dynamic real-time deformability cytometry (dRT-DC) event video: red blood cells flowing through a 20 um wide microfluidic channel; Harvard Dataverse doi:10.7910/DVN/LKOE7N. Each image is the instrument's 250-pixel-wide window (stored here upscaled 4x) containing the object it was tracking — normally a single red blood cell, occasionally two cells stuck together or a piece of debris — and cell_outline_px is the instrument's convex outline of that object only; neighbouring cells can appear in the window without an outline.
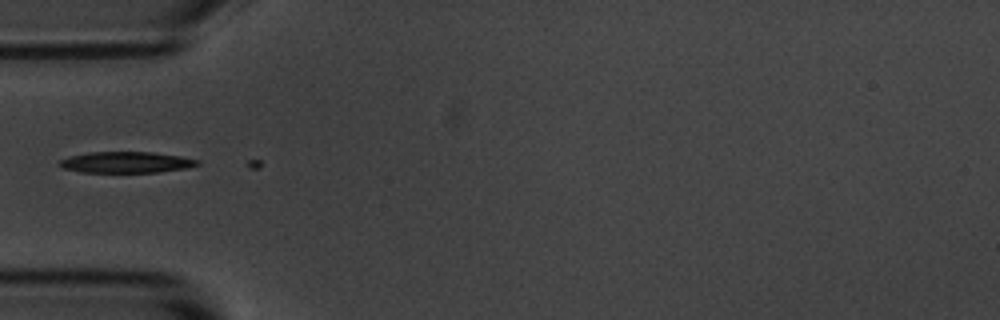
{"species": "common noctule bat (a hibernating species)", "species_latin": "Nyctalus noctula", "temperature_condition": "room temperature", "stored_images_in_passage": 4, "camera_frame_rate_fps": 3000, "um_per_image_px": 0.085, "animal": {"sex": "male", "body_mass_g": 20.1, "forearm_length_mm": 53.5}, "frame": {"image": 1, "passage_image": 1, "time_ms": 0.0, "image_size_px": [1000, 320], "cell_outline_px": [[200, 164], [188, 168], [160, 172], [80, 172], [64, 168], [56, 164], [60, 160], [72, 156], [88, 152], [152, 152], [180, 156], [200, 160]], "centroid_in_image_um": [10.75, 13.8], "position_along_channel_um": 74.2, "area_um2": 16.99}}